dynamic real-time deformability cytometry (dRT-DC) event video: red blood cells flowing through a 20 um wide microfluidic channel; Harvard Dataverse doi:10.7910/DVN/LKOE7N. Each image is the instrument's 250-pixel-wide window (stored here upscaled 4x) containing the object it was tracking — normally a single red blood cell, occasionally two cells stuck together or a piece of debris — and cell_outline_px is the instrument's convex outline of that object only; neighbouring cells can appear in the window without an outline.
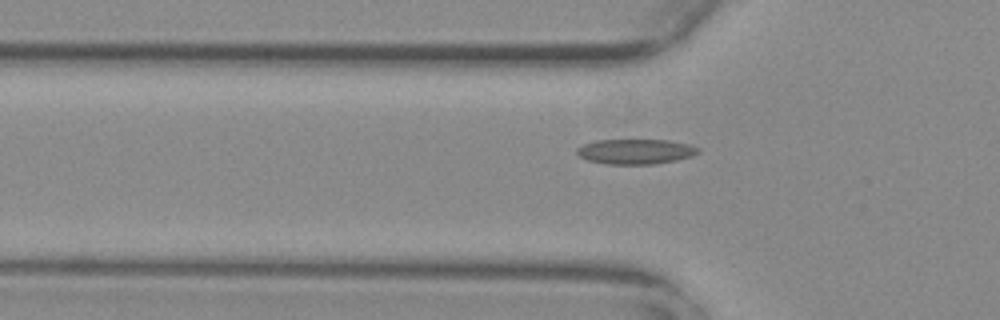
{"species": "common noctule bat (a hibernating species)", "species_latin": "Nyctalus noctula", "temperature_condition": "warm", "stored_images_in_passage": 13, "camera_frame_rate_fps": 3000, "um_per_image_px": 0.085, "animal": {"sex": "female", "body_mass_g": 29.2, "forearm_length_mm": 56.3}, "frame": {"image": 1, "passage_image": 7, "time_ms": 2.0, "image_size_px": [1000, 320], "cell_outline_px": [[700, 152], [692, 156], [676, 160], [652, 164], [608, 164], [588, 160], [580, 156], [576, 152], [576, 148], [584, 144], [596, 140], [668, 140], [688, 144], [700, 148]], "centroid_in_image_um": [54.03, 12.87], "position_along_channel_um": 71.8, "area_um2": 17.63}}
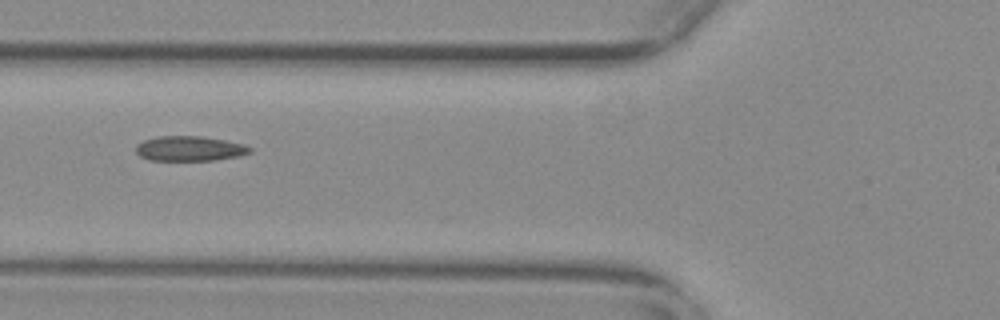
{"frame": {"image": 2, "passage_image": 10, "time_ms": 3.0, "image_size_px": [1000, 320], "cell_outline_px": [[252, 152], [236, 156], [212, 160], [148, 160], [140, 156], [136, 152], [136, 144], [144, 140], [160, 136], [200, 136], [224, 140], [244, 144], [252, 148]], "centroid_in_image_um": [16.09, 12.62], "position_along_channel_um": 109.7, "area_um2": 16.42}}